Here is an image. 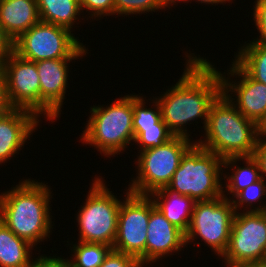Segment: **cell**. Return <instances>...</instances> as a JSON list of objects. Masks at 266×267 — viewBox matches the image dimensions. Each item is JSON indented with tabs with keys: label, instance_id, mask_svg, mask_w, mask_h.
Listing matches in <instances>:
<instances>
[{
	"label": "cell",
	"instance_id": "1",
	"mask_svg": "<svg viewBox=\"0 0 266 267\" xmlns=\"http://www.w3.org/2000/svg\"><path fill=\"white\" fill-rule=\"evenodd\" d=\"M189 52H183L187 62L183 64L185 68L180 79L155 99L170 132L191 139L187 124L202 120L205 128L209 108L222 93V81L219 69L211 61L191 53L190 49Z\"/></svg>",
	"mask_w": 266,
	"mask_h": 267
},
{
	"label": "cell",
	"instance_id": "2",
	"mask_svg": "<svg viewBox=\"0 0 266 267\" xmlns=\"http://www.w3.org/2000/svg\"><path fill=\"white\" fill-rule=\"evenodd\" d=\"M10 189L0 194V220L17 237L39 249L37 244L50 239L54 228L51 187L26 178Z\"/></svg>",
	"mask_w": 266,
	"mask_h": 267
},
{
	"label": "cell",
	"instance_id": "3",
	"mask_svg": "<svg viewBox=\"0 0 266 267\" xmlns=\"http://www.w3.org/2000/svg\"><path fill=\"white\" fill-rule=\"evenodd\" d=\"M203 139L195 143L223 159L253 156L259 135L255 122L243 116L221 93L211 104Z\"/></svg>",
	"mask_w": 266,
	"mask_h": 267
},
{
	"label": "cell",
	"instance_id": "4",
	"mask_svg": "<svg viewBox=\"0 0 266 267\" xmlns=\"http://www.w3.org/2000/svg\"><path fill=\"white\" fill-rule=\"evenodd\" d=\"M90 114L79 137L83 145L94 146L100 155L110 158L124 153L134 143L133 94L117 98L105 107L93 105Z\"/></svg>",
	"mask_w": 266,
	"mask_h": 267
},
{
	"label": "cell",
	"instance_id": "5",
	"mask_svg": "<svg viewBox=\"0 0 266 267\" xmlns=\"http://www.w3.org/2000/svg\"><path fill=\"white\" fill-rule=\"evenodd\" d=\"M223 158L196 143L184 154L166 189L208 201L223 196Z\"/></svg>",
	"mask_w": 266,
	"mask_h": 267
},
{
	"label": "cell",
	"instance_id": "6",
	"mask_svg": "<svg viewBox=\"0 0 266 267\" xmlns=\"http://www.w3.org/2000/svg\"><path fill=\"white\" fill-rule=\"evenodd\" d=\"M85 202L77 212L78 241L113 247L121 200L110 191L106 181L95 175Z\"/></svg>",
	"mask_w": 266,
	"mask_h": 267
},
{
	"label": "cell",
	"instance_id": "7",
	"mask_svg": "<svg viewBox=\"0 0 266 267\" xmlns=\"http://www.w3.org/2000/svg\"><path fill=\"white\" fill-rule=\"evenodd\" d=\"M196 140L174 136L162 146L148 148L138 152L136 176L131 178L128 190L135 194L150 195L152 192L166 188L180 165L184 154L195 144Z\"/></svg>",
	"mask_w": 266,
	"mask_h": 267
},
{
	"label": "cell",
	"instance_id": "8",
	"mask_svg": "<svg viewBox=\"0 0 266 267\" xmlns=\"http://www.w3.org/2000/svg\"><path fill=\"white\" fill-rule=\"evenodd\" d=\"M71 32L67 28L39 21L14 41V52L33 62L50 59L81 60L89 54V50Z\"/></svg>",
	"mask_w": 266,
	"mask_h": 267
},
{
	"label": "cell",
	"instance_id": "9",
	"mask_svg": "<svg viewBox=\"0 0 266 267\" xmlns=\"http://www.w3.org/2000/svg\"><path fill=\"white\" fill-rule=\"evenodd\" d=\"M235 213L232 200L224 196L208 201H195L191 221L185 233L186 247L191 245V242L201 245L199 239L211 248V252L218 255V258L221 257L228 247Z\"/></svg>",
	"mask_w": 266,
	"mask_h": 267
},
{
	"label": "cell",
	"instance_id": "10",
	"mask_svg": "<svg viewBox=\"0 0 266 267\" xmlns=\"http://www.w3.org/2000/svg\"><path fill=\"white\" fill-rule=\"evenodd\" d=\"M224 267L266 265V220L261 212H236L226 251L219 258Z\"/></svg>",
	"mask_w": 266,
	"mask_h": 267
},
{
	"label": "cell",
	"instance_id": "11",
	"mask_svg": "<svg viewBox=\"0 0 266 267\" xmlns=\"http://www.w3.org/2000/svg\"><path fill=\"white\" fill-rule=\"evenodd\" d=\"M120 203L117 235L112 249L137 258L146 266V237L150 218V196L130 192L126 187Z\"/></svg>",
	"mask_w": 266,
	"mask_h": 267
},
{
	"label": "cell",
	"instance_id": "12",
	"mask_svg": "<svg viewBox=\"0 0 266 267\" xmlns=\"http://www.w3.org/2000/svg\"><path fill=\"white\" fill-rule=\"evenodd\" d=\"M2 73L11 107L30 111L40 119V79L35 62L13 52L2 63Z\"/></svg>",
	"mask_w": 266,
	"mask_h": 267
},
{
	"label": "cell",
	"instance_id": "13",
	"mask_svg": "<svg viewBox=\"0 0 266 267\" xmlns=\"http://www.w3.org/2000/svg\"><path fill=\"white\" fill-rule=\"evenodd\" d=\"M231 63L226 72L219 71L222 93L243 116L257 124L266 111V85L252 79L234 60Z\"/></svg>",
	"mask_w": 266,
	"mask_h": 267
},
{
	"label": "cell",
	"instance_id": "14",
	"mask_svg": "<svg viewBox=\"0 0 266 267\" xmlns=\"http://www.w3.org/2000/svg\"><path fill=\"white\" fill-rule=\"evenodd\" d=\"M77 59H50L35 62L40 79L41 116L52 123L60 118L70 75L69 65ZM46 116V117H45ZM55 120V121H54Z\"/></svg>",
	"mask_w": 266,
	"mask_h": 267
},
{
	"label": "cell",
	"instance_id": "15",
	"mask_svg": "<svg viewBox=\"0 0 266 267\" xmlns=\"http://www.w3.org/2000/svg\"><path fill=\"white\" fill-rule=\"evenodd\" d=\"M185 247V233L164 217L150 197V218L146 237V266L148 267L149 264L154 266L155 262L157 263L159 260L184 251Z\"/></svg>",
	"mask_w": 266,
	"mask_h": 267
},
{
	"label": "cell",
	"instance_id": "16",
	"mask_svg": "<svg viewBox=\"0 0 266 267\" xmlns=\"http://www.w3.org/2000/svg\"><path fill=\"white\" fill-rule=\"evenodd\" d=\"M40 121L34 113L24 109L13 108L0 116V165L20 153Z\"/></svg>",
	"mask_w": 266,
	"mask_h": 267
},
{
	"label": "cell",
	"instance_id": "17",
	"mask_svg": "<svg viewBox=\"0 0 266 267\" xmlns=\"http://www.w3.org/2000/svg\"><path fill=\"white\" fill-rule=\"evenodd\" d=\"M39 21L36 0H0V26L13 41Z\"/></svg>",
	"mask_w": 266,
	"mask_h": 267
},
{
	"label": "cell",
	"instance_id": "18",
	"mask_svg": "<svg viewBox=\"0 0 266 267\" xmlns=\"http://www.w3.org/2000/svg\"><path fill=\"white\" fill-rule=\"evenodd\" d=\"M237 161H242L245 165H243V167L238 166L236 165L239 164ZM225 169L230 170L231 175L229 172L225 173ZM222 172H224L222 179L224 181L227 179L223 184V196L228 200L234 199L241 190L262 178L259 163L253 156L225 158L223 160ZM228 194H231L232 197H228Z\"/></svg>",
	"mask_w": 266,
	"mask_h": 267
},
{
	"label": "cell",
	"instance_id": "19",
	"mask_svg": "<svg viewBox=\"0 0 266 267\" xmlns=\"http://www.w3.org/2000/svg\"><path fill=\"white\" fill-rule=\"evenodd\" d=\"M164 217L184 233L188 230L195 201L189 196L158 189L149 195Z\"/></svg>",
	"mask_w": 266,
	"mask_h": 267
},
{
	"label": "cell",
	"instance_id": "20",
	"mask_svg": "<svg viewBox=\"0 0 266 267\" xmlns=\"http://www.w3.org/2000/svg\"><path fill=\"white\" fill-rule=\"evenodd\" d=\"M34 248L0 220V267H29L37 259L32 255Z\"/></svg>",
	"mask_w": 266,
	"mask_h": 267
},
{
	"label": "cell",
	"instance_id": "21",
	"mask_svg": "<svg viewBox=\"0 0 266 267\" xmlns=\"http://www.w3.org/2000/svg\"><path fill=\"white\" fill-rule=\"evenodd\" d=\"M40 21L51 23L73 31L82 18L80 0H36ZM81 18V19H80ZM76 22V23H75Z\"/></svg>",
	"mask_w": 266,
	"mask_h": 267
},
{
	"label": "cell",
	"instance_id": "22",
	"mask_svg": "<svg viewBox=\"0 0 266 267\" xmlns=\"http://www.w3.org/2000/svg\"><path fill=\"white\" fill-rule=\"evenodd\" d=\"M240 44L234 61L255 81L266 85V46L254 42Z\"/></svg>",
	"mask_w": 266,
	"mask_h": 267
},
{
	"label": "cell",
	"instance_id": "23",
	"mask_svg": "<svg viewBox=\"0 0 266 267\" xmlns=\"http://www.w3.org/2000/svg\"><path fill=\"white\" fill-rule=\"evenodd\" d=\"M71 243L66 244L70 245L71 253H73L70 254L72 255L70 259L66 258L70 267H99L112 249L111 246L100 243L80 241H76L74 244L72 241Z\"/></svg>",
	"mask_w": 266,
	"mask_h": 267
},
{
	"label": "cell",
	"instance_id": "24",
	"mask_svg": "<svg viewBox=\"0 0 266 267\" xmlns=\"http://www.w3.org/2000/svg\"><path fill=\"white\" fill-rule=\"evenodd\" d=\"M234 198L235 199H232V203L236 212H260L266 204V201H263L266 200V180L261 178L260 180L248 185ZM256 203L259 204L256 205ZM242 208L244 210H242Z\"/></svg>",
	"mask_w": 266,
	"mask_h": 267
},
{
	"label": "cell",
	"instance_id": "25",
	"mask_svg": "<svg viewBox=\"0 0 266 267\" xmlns=\"http://www.w3.org/2000/svg\"><path fill=\"white\" fill-rule=\"evenodd\" d=\"M147 99L144 96L133 95V131H144V128L156 127L161 120V111L158 102L155 97L151 100L152 104L149 107L146 106ZM146 102V103H145ZM155 104V105H154Z\"/></svg>",
	"mask_w": 266,
	"mask_h": 267
},
{
	"label": "cell",
	"instance_id": "26",
	"mask_svg": "<svg viewBox=\"0 0 266 267\" xmlns=\"http://www.w3.org/2000/svg\"><path fill=\"white\" fill-rule=\"evenodd\" d=\"M174 135L167 128L163 120H161L156 127L144 128V131H134V143L139 146L142 151L148 148L162 146L172 139Z\"/></svg>",
	"mask_w": 266,
	"mask_h": 267
},
{
	"label": "cell",
	"instance_id": "27",
	"mask_svg": "<svg viewBox=\"0 0 266 267\" xmlns=\"http://www.w3.org/2000/svg\"><path fill=\"white\" fill-rule=\"evenodd\" d=\"M163 10L161 0H114V15L129 17V15L148 14Z\"/></svg>",
	"mask_w": 266,
	"mask_h": 267
},
{
	"label": "cell",
	"instance_id": "28",
	"mask_svg": "<svg viewBox=\"0 0 266 267\" xmlns=\"http://www.w3.org/2000/svg\"><path fill=\"white\" fill-rule=\"evenodd\" d=\"M80 8L82 14L84 10L86 11L87 15L82 17H88L86 19L87 21L89 18L93 20L94 17V20H96V18H98L97 20H101V18L105 16L106 18L107 16H114V0H80Z\"/></svg>",
	"mask_w": 266,
	"mask_h": 267
},
{
	"label": "cell",
	"instance_id": "29",
	"mask_svg": "<svg viewBox=\"0 0 266 267\" xmlns=\"http://www.w3.org/2000/svg\"><path fill=\"white\" fill-rule=\"evenodd\" d=\"M254 5L252 16L259 36L257 35V38H253V41H248L266 46V0H256Z\"/></svg>",
	"mask_w": 266,
	"mask_h": 267
},
{
	"label": "cell",
	"instance_id": "30",
	"mask_svg": "<svg viewBox=\"0 0 266 267\" xmlns=\"http://www.w3.org/2000/svg\"><path fill=\"white\" fill-rule=\"evenodd\" d=\"M141 264L137 258L111 249L99 267H139Z\"/></svg>",
	"mask_w": 266,
	"mask_h": 267
},
{
	"label": "cell",
	"instance_id": "31",
	"mask_svg": "<svg viewBox=\"0 0 266 267\" xmlns=\"http://www.w3.org/2000/svg\"><path fill=\"white\" fill-rule=\"evenodd\" d=\"M39 254L37 259L29 267H69L65 257L59 256H46L45 254Z\"/></svg>",
	"mask_w": 266,
	"mask_h": 267
},
{
	"label": "cell",
	"instance_id": "32",
	"mask_svg": "<svg viewBox=\"0 0 266 267\" xmlns=\"http://www.w3.org/2000/svg\"><path fill=\"white\" fill-rule=\"evenodd\" d=\"M253 157L259 163L261 177L266 179V137L259 138Z\"/></svg>",
	"mask_w": 266,
	"mask_h": 267
},
{
	"label": "cell",
	"instance_id": "33",
	"mask_svg": "<svg viewBox=\"0 0 266 267\" xmlns=\"http://www.w3.org/2000/svg\"><path fill=\"white\" fill-rule=\"evenodd\" d=\"M14 52V41L0 26V61L3 63Z\"/></svg>",
	"mask_w": 266,
	"mask_h": 267
},
{
	"label": "cell",
	"instance_id": "34",
	"mask_svg": "<svg viewBox=\"0 0 266 267\" xmlns=\"http://www.w3.org/2000/svg\"><path fill=\"white\" fill-rule=\"evenodd\" d=\"M13 109L8 101L5 79L2 71L0 72V116Z\"/></svg>",
	"mask_w": 266,
	"mask_h": 267
},
{
	"label": "cell",
	"instance_id": "35",
	"mask_svg": "<svg viewBox=\"0 0 266 267\" xmlns=\"http://www.w3.org/2000/svg\"><path fill=\"white\" fill-rule=\"evenodd\" d=\"M259 138L266 137V111L260 121L256 124Z\"/></svg>",
	"mask_w": 266,
	"mask_h": 267
},
{
	"label": "cell",
	"instance_id": "36",
	"mask_svg": "<svg viewBox=\"0 0 266 267\" xmlns=\"http://www.w3.org/2000/svg\"><path fill=\"white\" fill-rule=\"evenodd\" d=\"M194 1V0H193ZM234 1V0H233ZM232 0H195L194 2L196 3V2H198V4H207L208 6L211 4V5H213L214 6V4H215V6L217 5L218 6V4L219 5H221V4H223V6H224V3L226 4V2H228V3H231V2H233ZM189 2H190V4H191V2H192V0H189Z\"/></svg>",
	"mask_w": 266,
	"mask_h": 267
},
{
	"label": "cell",
	"instance_id": "37",
	"mask_svg": "<svg viewBox=\"0 0 266 267\" xmlns=\"http://www.w3.org/2000/svg\"><path fill=\"white\" fill-rule=\"evenodd\" d=\"M162 5L164 7V10L166 11V8H171V7H175V5H178L177 3L183 2L185 3H189V0H161ZM174 5V6H173Z\"/></svg>",
	"mask_w": 266,
	"mask_h": 267
},
{
	"label": "cell",
	"instance_id": "38",
	"mask_svg": "<svg viewBox=\"0 0 266 267\" xmlns=\"http://www.w3.org/2000/svg\"><path fill=\"white\" fill-rule=\"evenodd\" d=\"M260 212L262 213L263 217L266 220V204L264 205L263 209Z\"/></svg>",
	"mask_w": 266,
	"mask_h": 267
},
{
	"label": "cell",
	"instance_id": "39",
	"mask_svg": "<svg viewBox=\"0 0 266 267\" xmlns=\"http://www.w3.org/2000/svg\"><path fill=\"white\" fill-rule=\"evenodd\" d=\"M2 71V62L0 61V72Z\"/></svg>",
	"mask_w": 266,
	"mask_h": 267
}]
</instances>
